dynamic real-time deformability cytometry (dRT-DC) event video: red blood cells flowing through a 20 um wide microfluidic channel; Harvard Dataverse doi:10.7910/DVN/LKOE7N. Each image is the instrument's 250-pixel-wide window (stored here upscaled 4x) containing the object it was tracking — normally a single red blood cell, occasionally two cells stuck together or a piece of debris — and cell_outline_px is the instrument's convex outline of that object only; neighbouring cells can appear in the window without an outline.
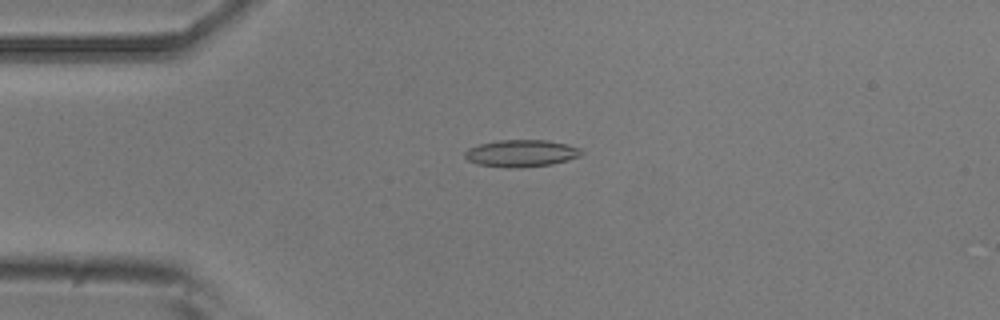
{"species": "common noctule bat (a hibernating species)", "species_latin": "Nyctalus noctula", "temperature_condition": "room temperature", "stored_images_in_passage": 51, "camera_frame_rate_fps": 3000, "um_per_image_px": 0.085, "animal": {"sex": "male", "body_mass_g": 20.5, "forearm_length_mm": 52.5}, "frame": {"image": 1, "passage_image": 12, "time_ms": 3.667, "image_size_px": [1000, 320], "cell_outline_px": [[584, 152], [580, 156], [568, 160], [552, 164], [520, 168], [508, 168], [476, 164], [468, 160], [464, 156], [464, 152], [468, 148], [480, 144], [496, 140], [544, 140], [568, 144], [580, 148]], "centroid_in_image_um": [44.3, 13.03], "position_along_channel_um": 40.7, "area_um2": 18.55}}
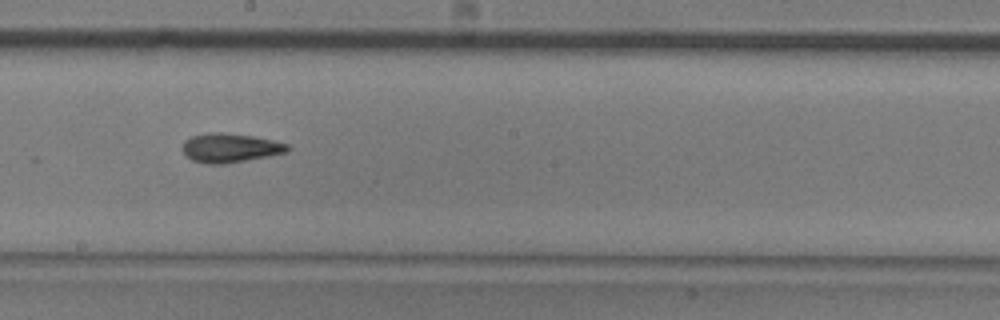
{"frame": {"image": 2, "passage_image": 28, "time_ms": 9.0, "image_size_px": [1000, 320], "cell_outline_px": [[292, 148], [288, 152], [268, 156], [224, 164], [208, 164], [192, 160], [180, 148], [184, 140], [192, 136], [208, 132], [220, 132], [252, 136], [272, 140], [288, 144]], "centroid_in_image_um": [19.55, 12.56], "position_along_channel_um": 228.6, "area_um2": 17.86}}
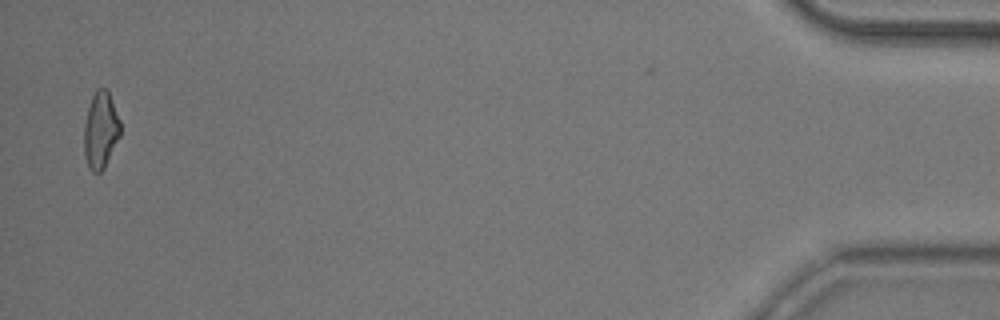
{"frame": {"image": 3, "passage_image": 50, "time_ms": 16.333, "image_size_px": [1000, 320], "cell_outline_px": [[120, 136], [104, 168], [100, 172], [92, 172], [88, 168], [84, 156], [84, 124], [88, 108], [92, 96], [96, 88], [108, 88], [120, 120]], "centroid_in_image_um": [8.55, 11.05], "position_along_channel_um": 426.6, "area_um2": 16.42}, "authors_computed_cell_mechanics": {"area_um2": 17.2822, "velocity_mm_per_s": 3.9345, "shape_relaxation_time_tau1_ms": 7.5145, "shape_relaxation_time_tau2_ms": 4.5031, "deformation_change_tau1": 0.1895, "deformation_change_tau2": 0.1385}}